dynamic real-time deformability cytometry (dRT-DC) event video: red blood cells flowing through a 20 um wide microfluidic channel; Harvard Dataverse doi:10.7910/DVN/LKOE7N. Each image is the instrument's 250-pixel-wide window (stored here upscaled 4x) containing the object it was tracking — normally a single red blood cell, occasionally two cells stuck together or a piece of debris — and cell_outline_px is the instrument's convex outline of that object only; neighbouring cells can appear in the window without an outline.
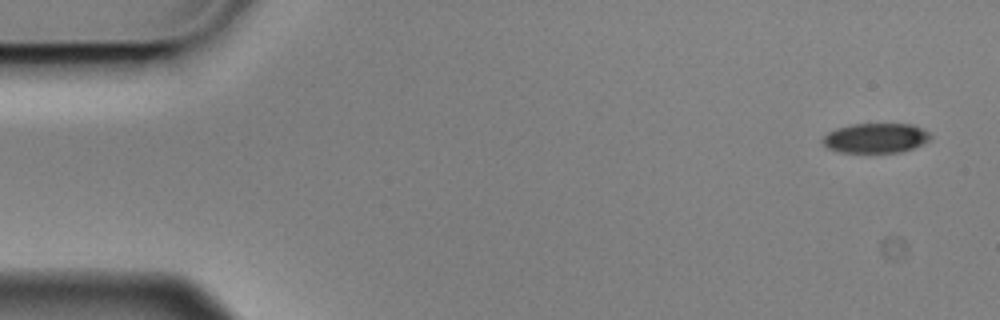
{"species": "Egyptian fruit bat (a non-hibernating species)", "species_latin": "Rousettus aegyptiacus", "temperature_condition": "cold", "stored_images_in_passage": 10, "camera_frame_rate_fps": 3000, "um_per_image_px": 0.085, "animal": {"sex": "male"}, "frame": {"image": 1, "passage_image": 1, "time_ms": 0.0, "image_size_px": [1000, 320], "cell_outline_px": [[932, 136], [928, 140], [912, 148], [900, 152], [840, 152], [828, 148], [824, 144], [824, 136], [828, 132], [836, 128], [852, 124], [912, 124], [928, 132]], "centroid_in_image_um": [74.42, 11.73], "position_along_channel_um": 10.6, "area_um2": 18.38}}
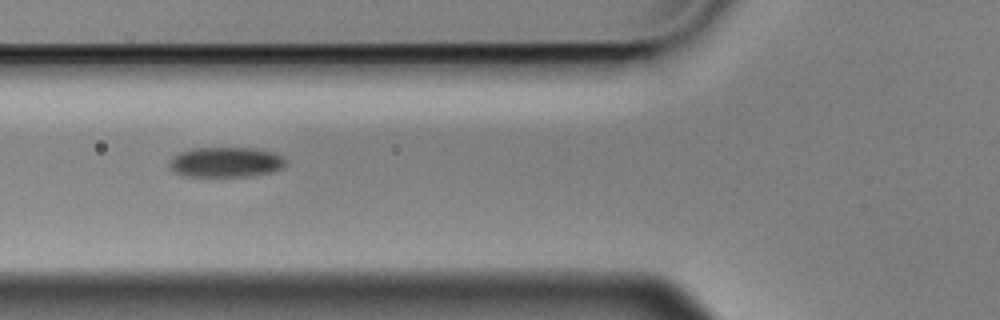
{"frame": {"image": 2, "passage_image": 6, "time_ms": 1.667, "image_size_px": [1000, 320], "cell_outline_px": [[288, 160], [284, 168], [268, 172], [248, 176], [188, 176], [176, 172], [168, 164], [168, 160], [172, 156], [180, 152], [192, 148], [256, 148], [272, 152]], "centroid_in_image_um": [19.19, 13.77], "position_along_channel_um": 106.6, "area_um2": 20.35}}
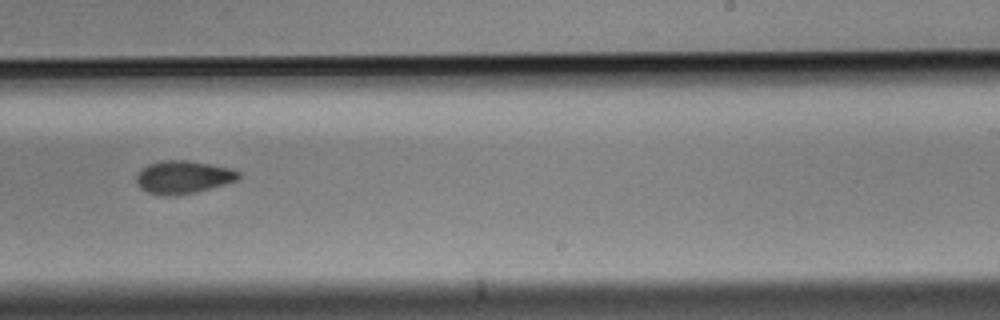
{"frame": {"image": 3, "passage_image": 10, "time_ms": 3.0, "image_size_px": [1000, 320], "cell_outline_px": [[240, 176], [236, 180], [224, 184], [196, 192], [176, 196], [160, 196], [148, 192], [140, 188], [136, 180], [136, 176], [140, 168], [148, 164], [164, 160], [188, 160], [232, 168], [240, 172]], "centroid_in_image_um": [15.54, 15.06], "position_along_channel_um": 273.5, "area_um2": 19.77}}